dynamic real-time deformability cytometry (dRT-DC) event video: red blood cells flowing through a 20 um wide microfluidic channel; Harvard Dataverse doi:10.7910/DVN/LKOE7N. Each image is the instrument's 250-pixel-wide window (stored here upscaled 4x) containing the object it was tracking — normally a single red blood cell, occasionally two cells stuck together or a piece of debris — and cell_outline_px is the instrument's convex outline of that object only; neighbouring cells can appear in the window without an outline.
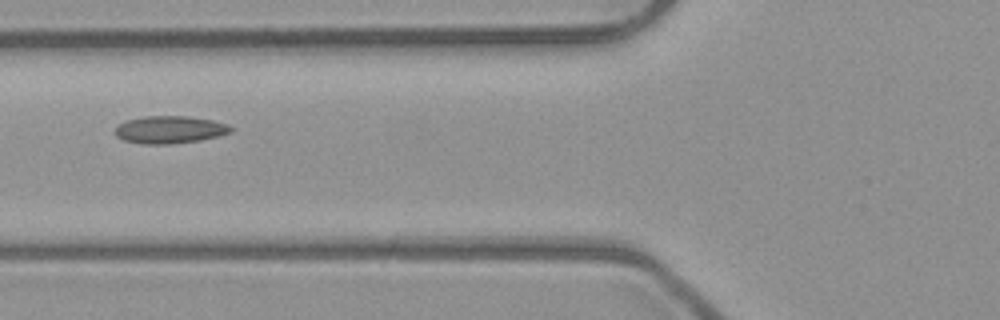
{"species": "common noctule bat (a hibernating species)", "species_latin": "Nyctalus noctula", "temperature_condition": "room temperature", "stored_images_in_passage": 21, "camera_frame_rate_fps": 3000, "um_per_image_px": 0.085, "animal": {"sex": "male", "body_mass_g": 23.1, "forearm_length_mm": 52.7}, "frame": {"image": 1, "passage_image": 4, "time_ms": 1.0, "image_size_px": [1000, 320], "cell_outline_px": [[232, 132], [200, 140], [168, 144], [144, 144], [124, 140], [116, 136], [116, 128], [120, 124], [128, 120], [144, 116], [188, 116], [212, 120], [228, 124], [232, 128]], "centroid_in_image_um": [14.45, 11.02], "position_along_channel_um": 111.4, "area_um2": 18.32}}
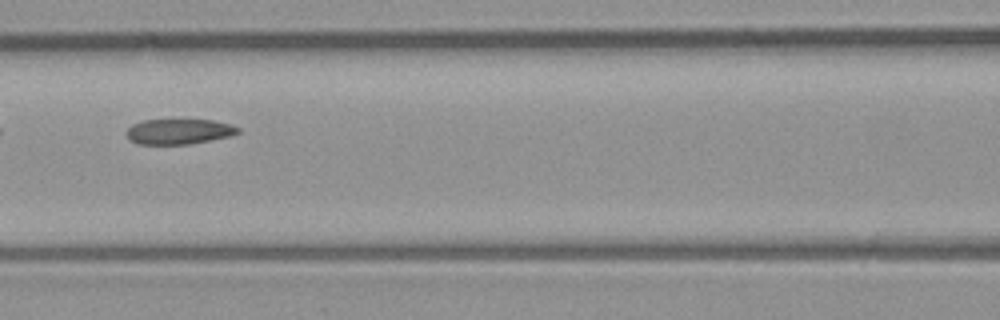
{"frame": {"image": 2, "passage_image": 7, "time_ms": 2.0, "image_size_px": [1000, 320], "cell_outline_px": [[240, 132], [228, 136], [188, 144], [140, 144], [132, 140], [124, 132], [132, 124], [144, 120], [212, 120], [232, 124], [240, 128]], "centroid_in_image_um": [15.21, 11.17], "position_along_channel_um": 151.4, "area_um2": 16.24}}
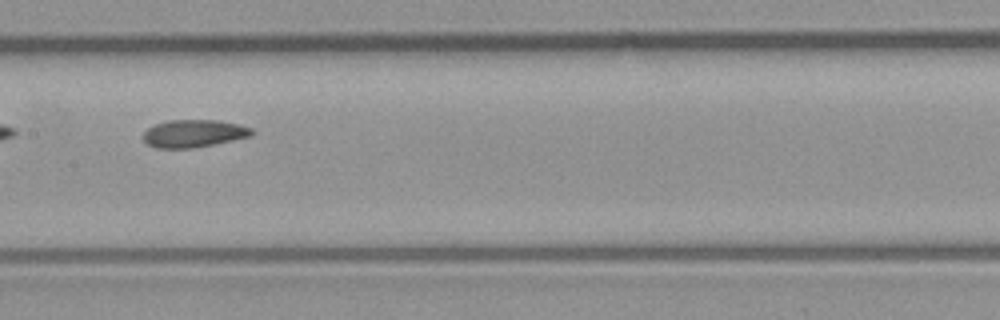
{"frame": {"image": 3, "passage_image": 10, "time_ms": 3.0, "image_size_px": [1000, 320], "cell_outline_px": [[256, 132], [252, 136], [192, 148], [156, 148], [148, 144], [144, 140], [144, 132], [148, 128], [156, 124], [168, 120], [220, 120], [240, 124], [252, 128]], "centroid_in_image_um": [16.51, 11.33], "position_along_channel_um": 190.9, "area_um2": 17.46}}